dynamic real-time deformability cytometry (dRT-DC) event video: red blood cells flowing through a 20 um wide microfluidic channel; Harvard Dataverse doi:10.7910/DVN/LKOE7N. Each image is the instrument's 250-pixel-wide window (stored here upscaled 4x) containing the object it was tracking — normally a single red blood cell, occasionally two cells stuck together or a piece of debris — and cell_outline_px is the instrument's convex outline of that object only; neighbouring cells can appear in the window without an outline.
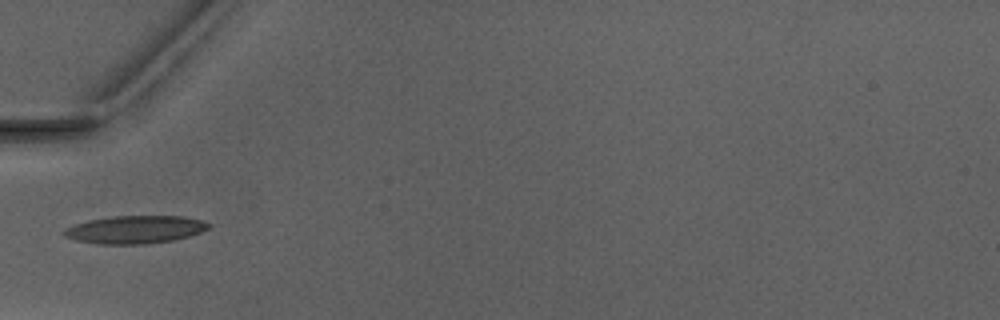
{"species": "Egyptian fruit bat (a non-hibernating species)", "species_latin": "Rousettus aegyptiacus", "temperature_condition": "warm", "stored_images_in_passage": 5, "camera_frame_rate_fps": 3000, "um_per_image_px": 0.085, "animal": {"sex": "male"}, "frame": {"image": 1, "passage_image": 5, "time_ms": 4.667, "image_size_px": [1000, 320], "cell_outline_px": [[208, 228], [200, 232], [188, 236], [172, 240], [144, 244], [100, 244], [76, 240], [64, 236], [60, 232], [64, 228], [88, 220], [112, 216], [184, 216], [200, 220], [208, 224]], "centroid_in_image_um": [11.41, 19.51], "position_along_channel_um": 73.6, "area_um2": 23.29}}